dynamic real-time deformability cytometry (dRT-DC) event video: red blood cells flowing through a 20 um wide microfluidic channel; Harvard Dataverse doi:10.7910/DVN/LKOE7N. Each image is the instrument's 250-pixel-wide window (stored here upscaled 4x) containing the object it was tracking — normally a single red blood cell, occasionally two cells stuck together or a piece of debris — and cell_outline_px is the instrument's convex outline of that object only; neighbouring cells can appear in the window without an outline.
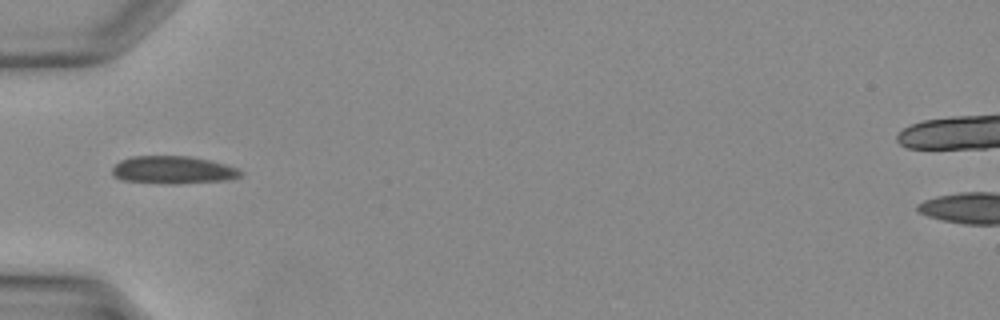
{"species": "Egyptian fruit bat (a non-hibernating species)", "species_latin": "Rousettus aegyptiacus", "temperature_condition": "warm", "stored_images_in_passage": 26, "camera_frame_rate_fps": 3000, "um_per_image_px": 0.085, "animal": {"sex": "female"}, "frame": {"image": 1, "passage_image": 1, "time_ms": 0.0, "image_size_px": [1000, 320], "cell_outline_px": [[244, 172], [240, 176], [224, 180], [176, 184], [124, 180], [112, 176], [112, 168], [120, 160], [132, 156], [188, 156], [208, 160], [224, 164], [236, 168]], "centroid_in_image_um": [14.68, 14.44], "position_along_channel_um": 70.3, "area_um2": 20.46}}
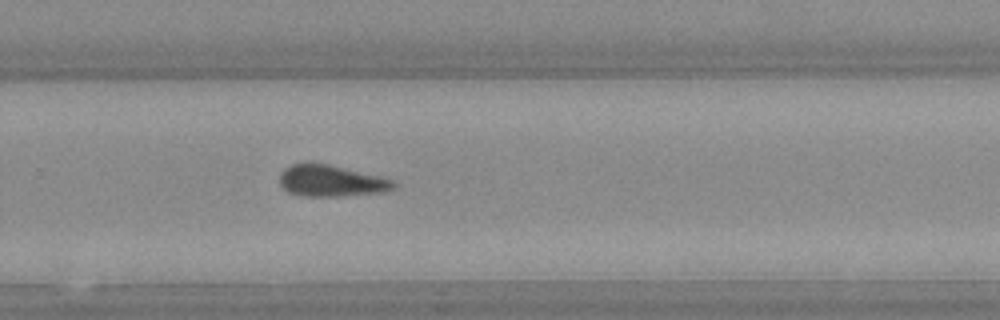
{"frame": {"image": 2, "passage_image": 14, "time_ms": 4.333, "image_size_px": [1000, 320], "cell_outline_px": [[396, 188], [380, 192], [332, 196], [304, 196], [288, 192], [280, 184], [280, 172], [284, 168], [292, 164], [308, 160], [328, 164], [384, 176], [396, 180]], "centroid_in_image_um": [28.15, 15.33], "position_along_channel_um": 301.7, "area_um2": 21.33}}
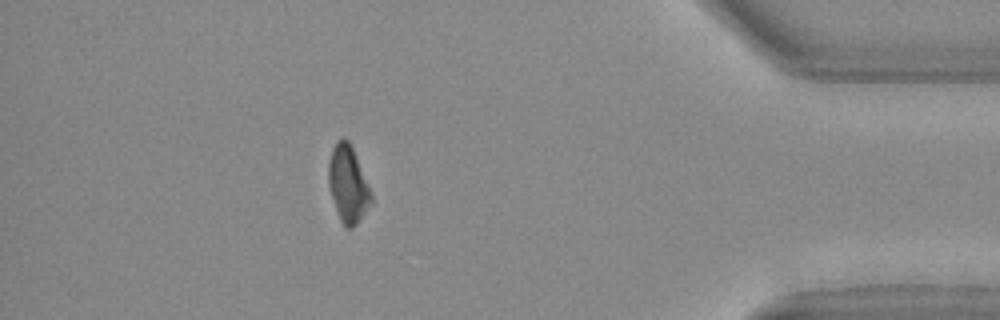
{"frame": {"image": 3, "passage_image": 22, "time_ms": 7.0, "image_size_px": [1000, 320], "cell_outline_px": [[372, 204], [352, 228], [344, 228], [340, 220], [328, 184], [328, 164], [332, 148], [336, 140], [344, 136], [348, 140], [352, 148], [372, 196]], "centroid_in_image_um": [29.55, 15.65], "position_along_channel_um": 405.6, "area_um2": 18.73}}